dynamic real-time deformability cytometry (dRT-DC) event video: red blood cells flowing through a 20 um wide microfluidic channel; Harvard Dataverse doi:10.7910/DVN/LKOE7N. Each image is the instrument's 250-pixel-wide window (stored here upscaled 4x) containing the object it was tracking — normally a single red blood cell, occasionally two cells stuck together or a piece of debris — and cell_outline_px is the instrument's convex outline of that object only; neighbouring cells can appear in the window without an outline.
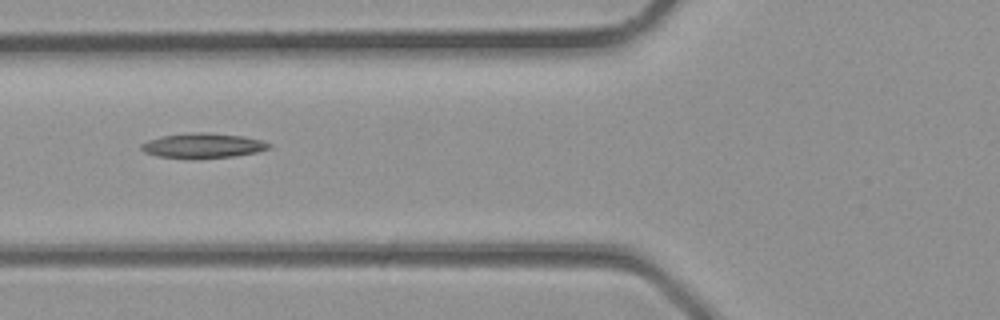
{"species": "common noctule bat (a hibernating species)", "species_latin": "Nyctalus noctula", "temperature_condition": "room temperature", "stored_images_in_passage": 5, "camera_frame_rate_fps": 3000, "um_per_image_px": 0.085, "animal": {"sex": "male", "body_mass_g": 23.1, "forearm_length_mm": 52.7}, "frame": {"image": 1, "passage_image": 5, "time_ms": 1.333, "image_size_px": [1000, 320], "cell_outline_px": [[272, 148], [256, 152], [232, 156], [156, 156], [144, 152], [140, 148], [140, 144], [148, 140], [160, 136], [200, 132], [208, 132], [244, 136], [260, 140], [272, 144]], "centroid_in_image_um": [17.27, 12.33], "position_along_channel_um": 108.5, "area_um2": 17.74}}